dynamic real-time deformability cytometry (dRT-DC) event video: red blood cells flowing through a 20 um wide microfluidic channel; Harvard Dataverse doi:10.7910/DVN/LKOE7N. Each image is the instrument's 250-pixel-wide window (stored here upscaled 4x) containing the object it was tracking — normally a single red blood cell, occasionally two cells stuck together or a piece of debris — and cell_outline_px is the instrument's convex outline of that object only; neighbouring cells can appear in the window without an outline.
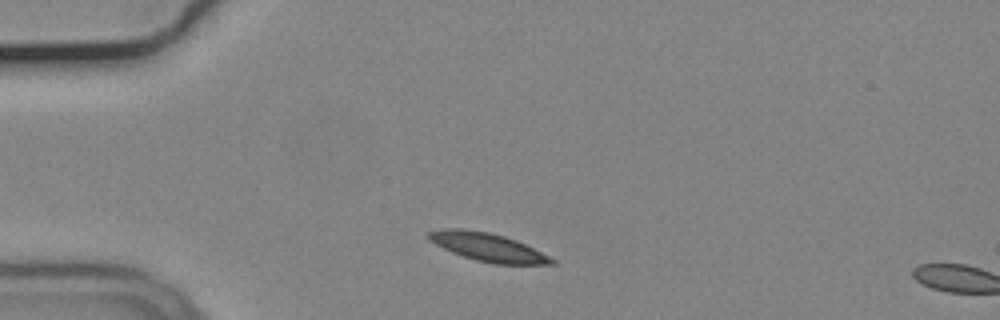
{"species": "common noctule bat (a hibernating species)", "species_latin": "Nyctalus noctula", "temperature_condition": "cold", "stored_images_in_passage": 6, "camera_frame_rate_fps": 3000, "um_per_image_px": 0.085, "animal": {"sex": "male", "body_mass_g": 19.2, "forearm_length_mm": 51.8}, "frame": {"image": 1, "passage_image": 4, "time_ms": 1.0, "image_size_px": [1000, 320], "cell_outline_px": [[556, 264], [492, 264], [476, 260], [452, 252], [428, 240], [424, 236], [428, 232], [444, 228], [464, 228], [488, 232], [504, 236], [516, 240], [556, 260]], "centroid_in_image_um": [41.41, 20.99], "position_along_channel_um": 43.6, "area_um2": 20.17}}